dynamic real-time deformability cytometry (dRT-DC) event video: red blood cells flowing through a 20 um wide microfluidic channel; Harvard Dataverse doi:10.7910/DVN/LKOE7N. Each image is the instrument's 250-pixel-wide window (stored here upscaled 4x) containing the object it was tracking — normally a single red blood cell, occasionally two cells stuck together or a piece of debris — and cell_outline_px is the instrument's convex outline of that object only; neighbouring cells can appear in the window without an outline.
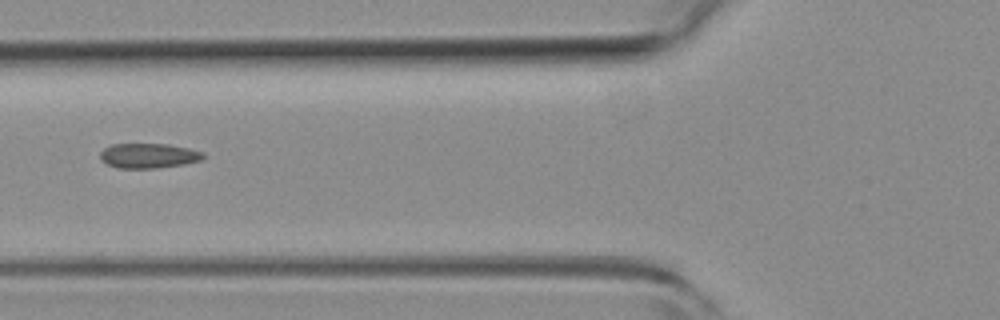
{"species": "common noctule bat (a hibernating species)", "species_latin": "Nyctalus noctula", "temperature_condition": "room temperature", "stored_images_in_passage": 2, "camera_frame_rate_fps": 3000, "um_per_image_px": 0.085, "animal": {"sex": "female", "body_mass_g": 19.3, "forearm_length_mm": 54.1}, "frame": {"image": 1, "passage_image": 2, "time_ms": 0.333, "image_size_px": [1000, 320], "cell_outline_px": [[204, 160], [184, 164], [156, 168], [116, 168], [100, 160], [100, 152], [104, 148], [112, 144], [168, 144], [188, 148], [204, 152]], "centroid_in_image_um": [12.63, 13.24], "position_along_channel_um": 113.2, "area_um2": 15.03}}